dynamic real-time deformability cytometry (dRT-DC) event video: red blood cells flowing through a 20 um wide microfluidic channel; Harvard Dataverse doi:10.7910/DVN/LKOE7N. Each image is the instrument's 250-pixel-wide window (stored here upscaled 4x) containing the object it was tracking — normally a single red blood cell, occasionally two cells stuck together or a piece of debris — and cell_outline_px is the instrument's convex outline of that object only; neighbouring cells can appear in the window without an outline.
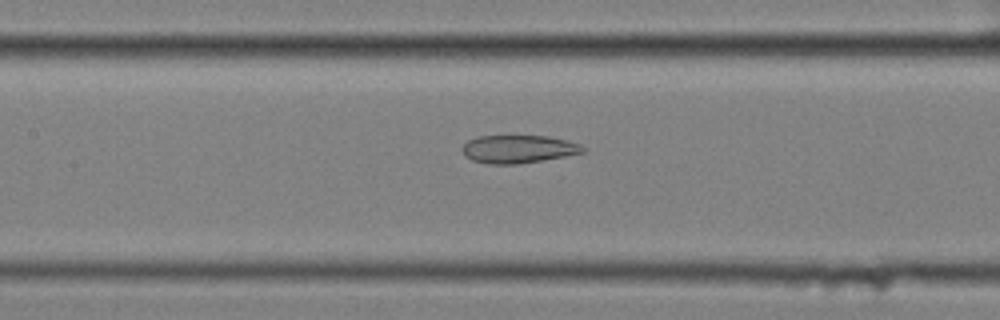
{"species": "common noctule bat (a hibernating species)", "species_latin": "Nyctalus noctula", "temperature_condition": "cold", "stored_images_in_passage": 58, "camera_frame_rate_fps": 3000, "um_per_image_px": 0.085, "animal": {"sex": "female", "body_mass_g": 25.1}, "frame": {"image": 1, "passage_image": 27, "time_ms": 8.667, "image_size_px": [1000, 320], "cell_outline_px": [[588, 148], [584, 152], [564, 156], [516, 164], [488, 164], [472, 160], [464, 156], [460, 148], [468, 140], [480, 136], [548, 136], [580, 144]], "centroid_in_image_um": [44.02, 12.67], "position_along_channel_um": 163.4, "area_um2": 19.59}}
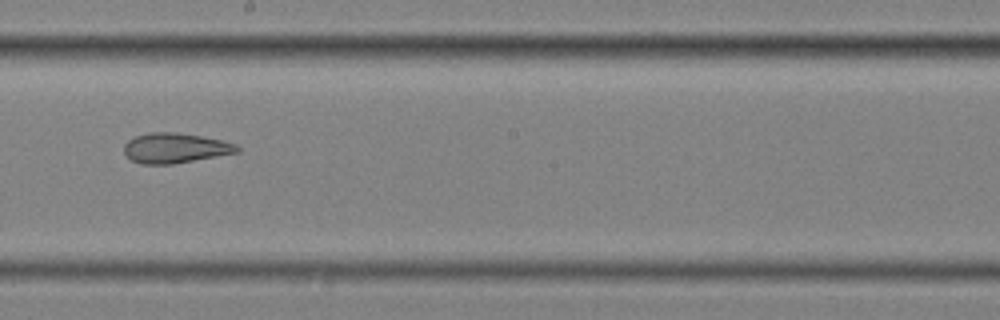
{"frame": {"image": 2, "passage_image": 33, "time_ms": 10.667, "image_size_px": [1000, 320], "cell_outline_px": [[240, 152], [172, 164], [140, 164], [132, 160], [124, 152], [124, 144], [128, 140], [136, 136], [148, 132], [176, 132], [200, 136], [220, 140], [236, 144], [240, 148]], "centroid_in_image_um": [14.88, 12.58], "position_along_channel_um": 233.3, "area_um2": 19.71}}
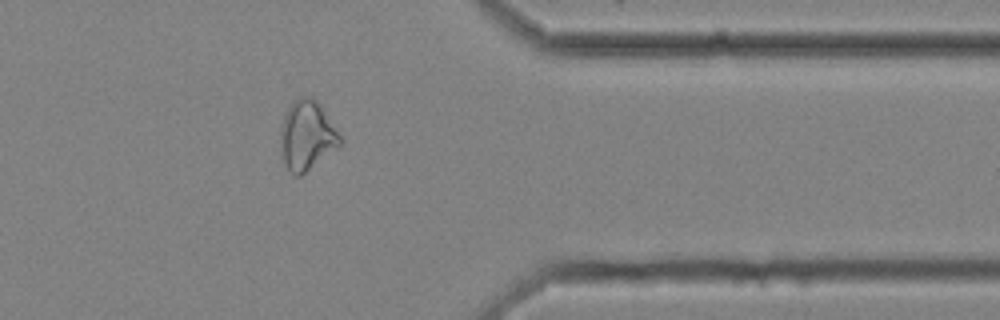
{"frame": {"image": 3, "passage_image": 47, "time_ms": 15.333, "image_size_px": [1000, 320], "cell_outline_px": [[344, 140], [340, 148], [300, 176], [296, 176], [288, 172], [284, 164], [280, 136], [280, 128], [284, 116], [288, 108], [300, 96], [312, 96], [316, 100]], "centroid_in_image_um": [26.11, 11.56], "position_along_channel_um": 385.3, "area_um2": 24.28}, "authors_computed_cell_mechanics": {"area_um2": 25.3742, "velocity_mm_per_s": 3.506, "shape_relaxation_time_tau1_ms": null, "shape_relaxation_time_tau2_ms": 2.9816, "deformation_change_tau1": null, "deformation_change_tau2": 0.1134}}